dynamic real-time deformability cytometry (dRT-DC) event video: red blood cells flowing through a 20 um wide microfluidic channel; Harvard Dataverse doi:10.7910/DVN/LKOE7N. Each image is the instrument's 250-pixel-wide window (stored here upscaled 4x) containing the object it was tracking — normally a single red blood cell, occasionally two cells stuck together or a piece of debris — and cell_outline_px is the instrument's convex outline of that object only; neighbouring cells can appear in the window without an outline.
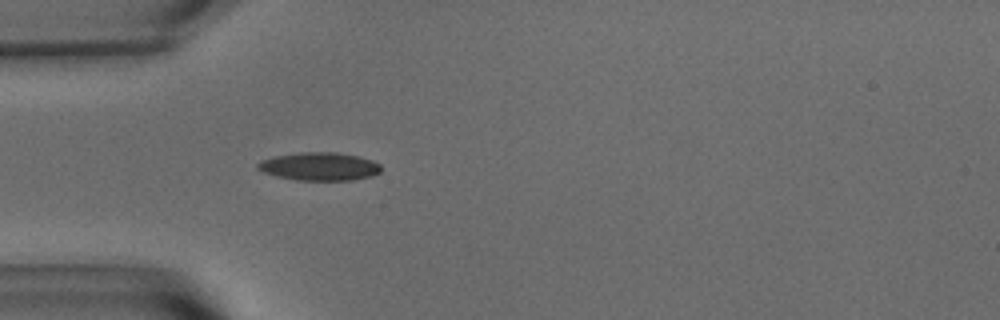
{"species": "common noctule bat (a hibernating species)", "species_latin": "Nyctalus noctula", "temperature_condition": "warm", "stored_images_in_passage": 40, "camera_frame_rate_fps": 3000, "um_per_image_px": 0.085, "animal": {"sex": "male", "body_mass_g": 15.6}, "frame": {"image": 1, "passage_image": 1, "time_ms": 0.0, "image_size_px": [1000, 320], "cell_outline_px": [[380, 172], [372, 176], [352, 180], [296, 180], [276, 176], [264, 172], [256, 168], [256, 164], [260, 160], [276, 156], [300, 152], [336, 152], [356, 156], [372, 160], [380, 164]], "centroid_in_image_um": [27.13, 14.15], "position_along_channel_um": 57.9, "area_um2": 20.17}}
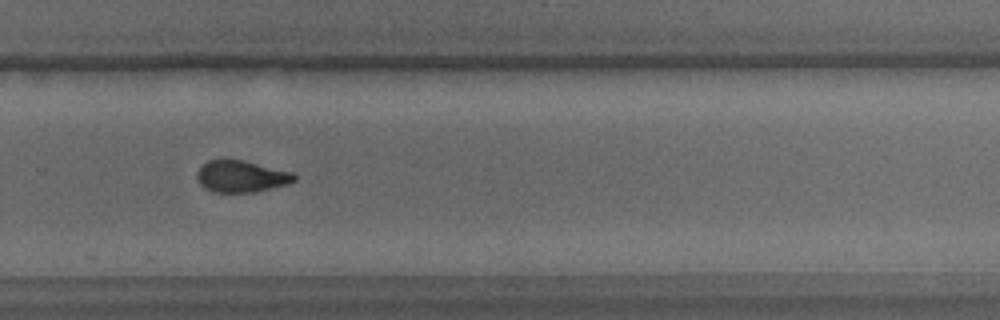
{"frame": {"image": 2, "passage_image": 22, "time_ms": 7.0, "image_size_px": [1000, 320], "cell_outline_px": [[296, 180], [288, 184], [256, 192], [212, 192], [204, 188], [196, 180], [196, 172], [208, 160], [224, 156], [244, 160], [292, 172], [296, 176]], "centroid_in_image_um": [20.46, 14.96], "position_along_channel_um": 309.3, "area_um2": 18.55}}
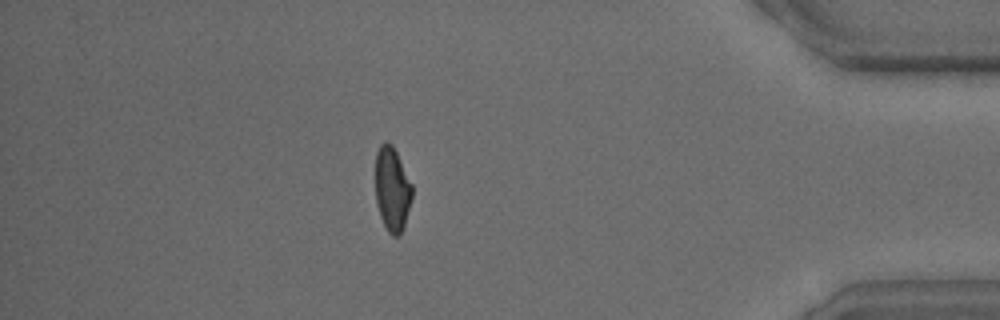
{"frame": {"image": 3, "passage_image": 33, "time_ms": 10.667, "image_size_px": [1000, 320], "cell_outline_px": [[412, 196], [404, 224], [400, 236], [392, 236], [388, 232], [380, 216], [376, 204], [376, 152], [380, 144], [384, 140], [392, 144], [412, 184]], "centroid_in_image_um": [33.32, 16.06], "position_along_channel_um": 401.9, "area_um2": 17.92}, "authors_computed_cell_mechanics": {"area_um2": 18.8139, "velocity_mm_per_s": 3.6419, "shape_relaxation_time_tau1_ms": 6.3497, "shape_relaxation_time_tau2_ms": 2.7027, "deformation_change_tau1": 0.1758, "deformation_change_tau2": 0.0847}}